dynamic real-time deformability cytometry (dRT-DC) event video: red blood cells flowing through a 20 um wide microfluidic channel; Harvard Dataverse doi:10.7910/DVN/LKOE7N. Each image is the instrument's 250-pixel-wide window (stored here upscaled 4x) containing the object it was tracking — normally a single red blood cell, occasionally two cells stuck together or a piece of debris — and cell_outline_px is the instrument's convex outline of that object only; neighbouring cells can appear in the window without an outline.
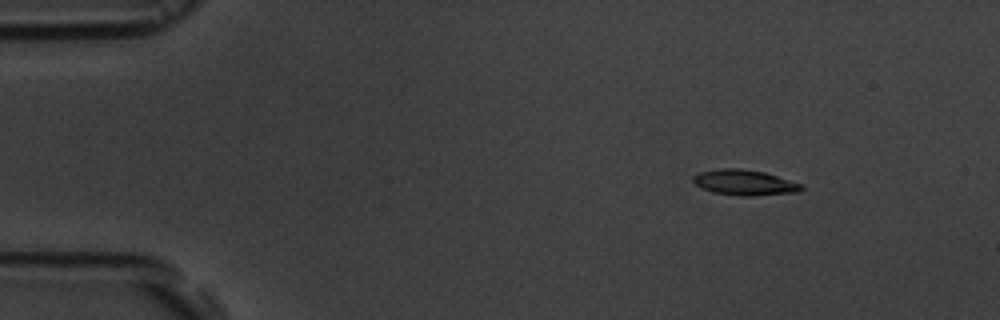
{"species": "common noctule bat (a hibernating species)", "species_latin": "Nyctalus noctula", "temperature_condition": "room temperature", "stored_images_in_passage": 8, "camera_frame_rate_fps": 3000, "um_per_image_px": 0.085, "animal": {"sex": "male", "body_mass_g": 19.5, "forearm_length_mm": 54.6}, "frame": {"image": 1, "passage_image": 2, "time_ms": 1.0, "image_size_px": [1000, 320], "cell_outline_px": [[804, 188], [800, 192], [752, 196], [740, 196], [712, 192], [700, 188], [692, 180], [692, 176], [700, 172], [720, 168], [740, 168], [764, 172], [804, 184]], "centroid_in_image_um": [63.3, 15.52], "position_along_channel_um": 21.7, "area_um2": 16.3}}
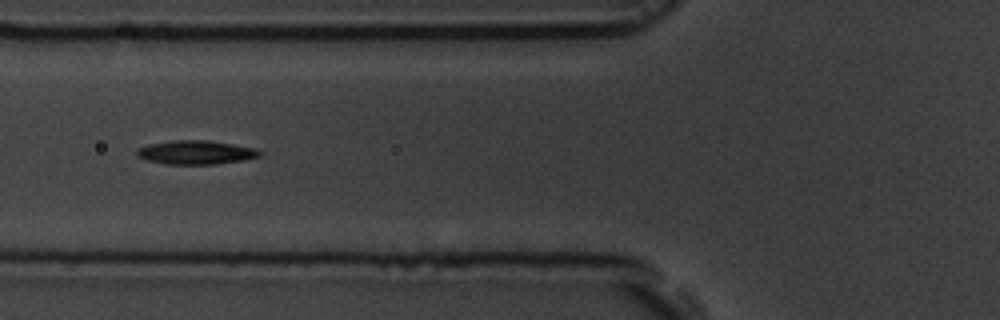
{"frame": {"image": 2, "passage_image": 6, "time_ms": 5.667, "image_size_px": [1000, 320], "cell_outline_px": [[264, 152], [260, 156], [244, 160], [216, 164], [164, 164], [148, 160], [136, 156], [136, 148], [148, 144], [176, 140], [208, 140], [256, 148]], "centroid_in_image_um": [16.65, 12.95], "position_along_channel_um": 109.1, "area_um2": 17.17}}
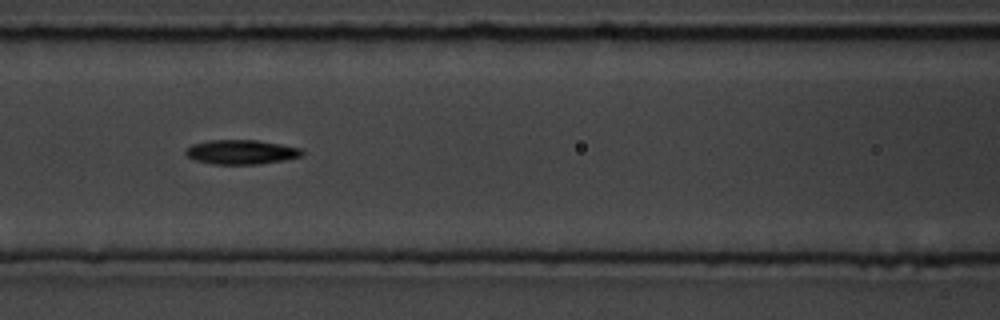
{"frame": {"image": 3, "passage_image": 7, "time_ms": 6.667, "image_size_px": [1000, 320], "cell_outline_px": [[304, 152], [300, 156], [284, 160], [260, 164], [212, 164], [192, 160], [184, 152], [192, 144], [208, 140], [256, 140], [280, 144], [300, 148]], "centroid_in_image_um": [20.47, 12.92], "position_along_channel_um": 146.1, "area_um2": 16.53}}